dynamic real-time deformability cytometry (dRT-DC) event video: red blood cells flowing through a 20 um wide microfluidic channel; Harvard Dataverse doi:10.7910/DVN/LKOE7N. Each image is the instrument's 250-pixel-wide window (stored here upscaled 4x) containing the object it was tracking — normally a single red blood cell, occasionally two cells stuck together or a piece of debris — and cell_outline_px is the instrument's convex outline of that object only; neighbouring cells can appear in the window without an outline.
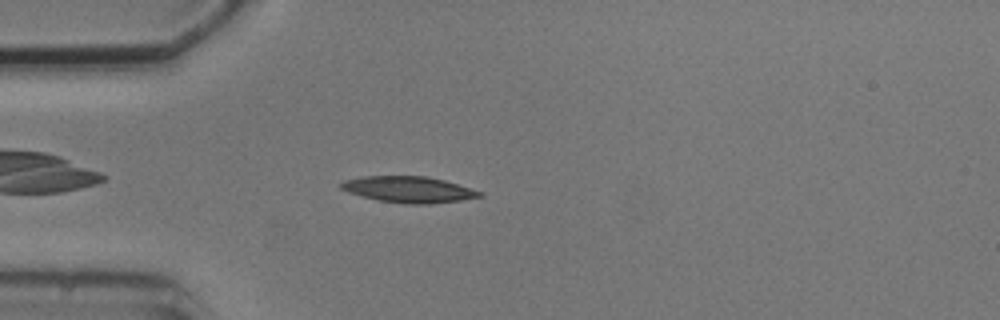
{"species": "common noctule bat (a hibernating species)", "species_latin": "Nyctalus noctula", "temperature_condition": "cold", "stored_images_in_passage": 1, "camera_frame_rate_fps": 3000, "um_per_image_px": 0.085, "animal": {"sex": "male", "body_mass_g": 20.5, "forearm_length_mm": 52.5}, "frame": {"image": 1, "passage_image": 1, "time_ms": 0.0, "image_size_px": [1000, 320], "cell_outline_px": [[484, 196], [460, 200], [428, 204], [404, 204], [380, 200], [348, 192], [340, 188], [340, 184], [344, 180], [364, 176], [428, 176], [444, 180], [484, 192]], "centroid_in_image_um": [34.77, 16.1], "position_along_channel_um": 50.2, "area_um2": 21.04}}